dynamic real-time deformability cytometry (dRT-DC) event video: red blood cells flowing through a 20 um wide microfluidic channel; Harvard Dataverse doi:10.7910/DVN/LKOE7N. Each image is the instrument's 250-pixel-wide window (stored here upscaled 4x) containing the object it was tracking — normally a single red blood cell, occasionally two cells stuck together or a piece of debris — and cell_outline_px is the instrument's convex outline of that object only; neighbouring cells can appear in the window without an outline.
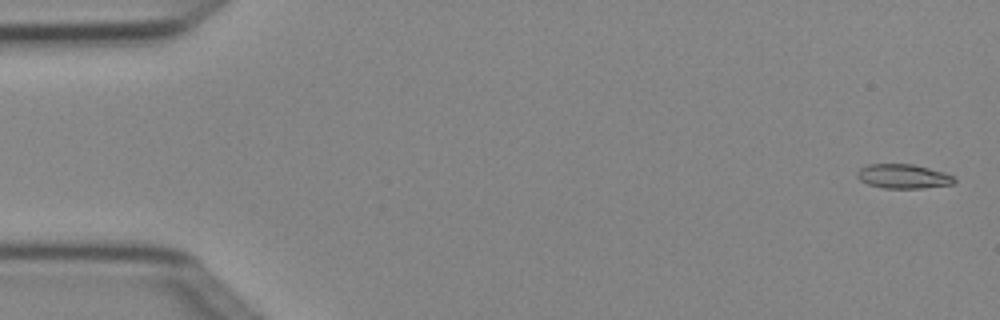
{"species": "Egyptian fruit bat (a non-hibernating species)", "species_latin": "Rousettus aegyptiacus", "temperature_condition": "cold", "stored_images_in_passage": 7, "camera_frame_rate_fps": 3000, "um_per_image_px": 0.085, "animal": {"sex": "female"}, "frame": {"image": 1, "passage_image": 1, "time_ms": 0.0, "image_size_px": [1000, 320], "cell_outline_px": [[956, 180], [952, 184], [924, 188], [884, 188], [868, 184], [860, 180], [856, 176], [856, 172], [860, 168], [868, 164], [912, 164], [944, 172], [952, 176]], "centroid_in_image_um": [76.74, 14.98], "position_along_channel_um": 8.3, "area_um2": 13.7}}
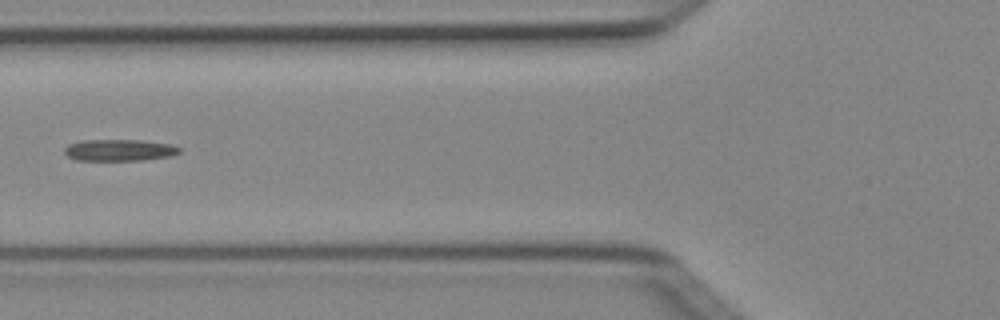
{"frame": {"image": 2, "passage_image": 6, "time_ms": 1.667, "image_size_px": [1000, 320], "cell_outline_px": [[180, 152], [172, 156], [144, 160], [76, 160], [68, 156], [64, 152], [64, 148], [68, 144], [84, 140], [140, 140], [172, 144], [180, 148]], "centroid_in_image_um": [10.16, 12.76], "position_along_channel_um": 115.6, "area_um2": 14.51}}
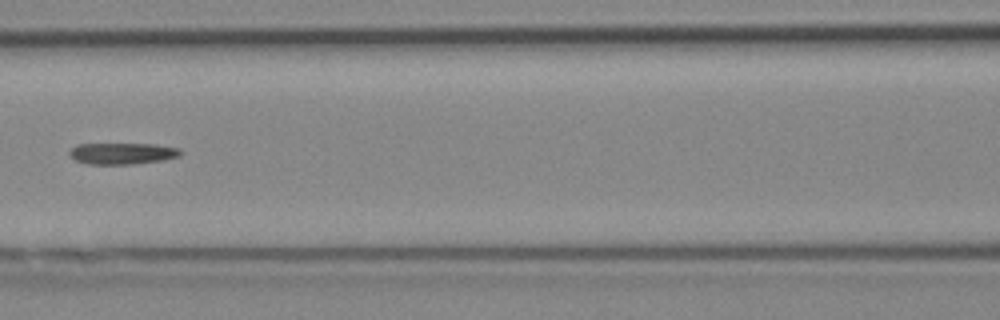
{"frame": {"image": 3, "passage_image": 7, "time_ms": 2.0, "image_size_px": [1000, 320], "cell_outline_px": [[184, 152], [180, 156], [164, 160], [132, 164], [88, 164], [76, 160], [68, 156], [68, 152], [76, 144], [156, 144], [180, 148]], "centroid_in_image_um": [10.42, 13.04], "position_along_channel_um": 156.2, "area_um2": 14.05}}